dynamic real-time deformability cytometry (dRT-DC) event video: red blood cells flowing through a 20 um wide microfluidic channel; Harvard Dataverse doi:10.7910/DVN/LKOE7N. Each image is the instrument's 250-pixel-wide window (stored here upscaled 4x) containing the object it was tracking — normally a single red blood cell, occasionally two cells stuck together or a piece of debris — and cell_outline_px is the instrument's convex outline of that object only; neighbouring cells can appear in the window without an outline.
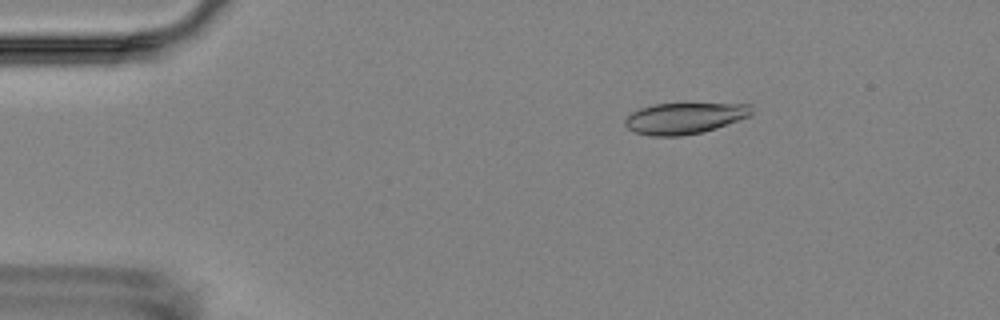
{"species": "Egyptian fruit bat (a non-hibernating species)", "species_latin": "Rousettus aegyptiacus", "temperature_condition": "room temperature", "stored_images_in_passage": 6, "camera_frame_rate_fps": 3000, "um_per_image_px": 0.085, "animal": {"sex": "female"}, "frame": {"image": 1, "passage_image": 3, "time_ms": 2.333, "image_size_px": [1000, 320], "cell_outline_px": [[752, 116], [704, 132], [680, 136], [652, 136], [636, 132], [628, 128], [624, 124], [624, 120], [632, 112], [640, 108], [656, 104], [752, 104]], "centroid_in_image_um": [58.21, 10.05], "position_along_channel_um": 26.8, "area_um2": 22.95}}